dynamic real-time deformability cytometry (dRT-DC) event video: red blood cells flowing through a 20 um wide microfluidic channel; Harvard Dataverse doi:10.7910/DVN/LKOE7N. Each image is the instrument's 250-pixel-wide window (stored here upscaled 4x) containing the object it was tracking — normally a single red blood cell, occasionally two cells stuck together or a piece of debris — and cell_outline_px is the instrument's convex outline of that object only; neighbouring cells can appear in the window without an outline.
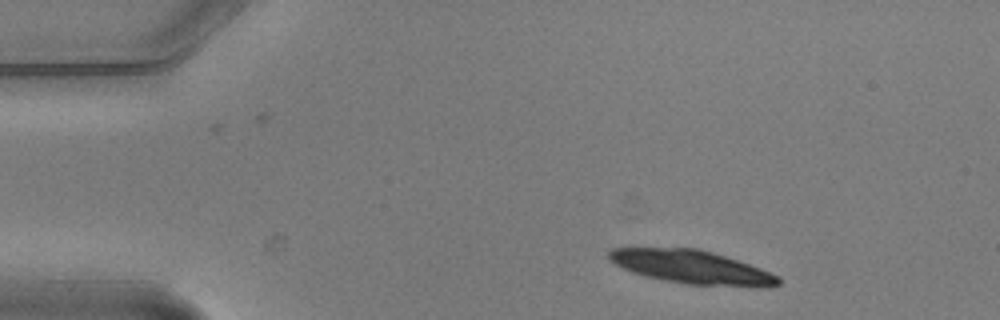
{"species": "common noctule bat (a hibernating species)", "species_latin": "Nyctalus noctula", "temperature_condition": "warm", "stored_images_in_passage": 2, "camera_frame_rate_fps": 3000, "um_per_image_px": 0.085, "animal": {"sex": "male", "body_mass_g": 20.5, "forearm_length_mm": 52.5}, "frame": {"image": 1, "passage_image": 1, "time_ms": 0.0, "image_size_px": [1000, 320], "cell_outline_px": [[780, 284], [768, 288], [752, 288], [688, 284], [664, 280], [644, 276], [632, 272], [608, 260], [608, 252], [612, 248], [696, 248], [712, 252], [760, 268], [780, 276]], "centroid_in_image_um": [58.85, 22.73], "position_along_channel_um": 26.2, "area_um2": 33.18}}